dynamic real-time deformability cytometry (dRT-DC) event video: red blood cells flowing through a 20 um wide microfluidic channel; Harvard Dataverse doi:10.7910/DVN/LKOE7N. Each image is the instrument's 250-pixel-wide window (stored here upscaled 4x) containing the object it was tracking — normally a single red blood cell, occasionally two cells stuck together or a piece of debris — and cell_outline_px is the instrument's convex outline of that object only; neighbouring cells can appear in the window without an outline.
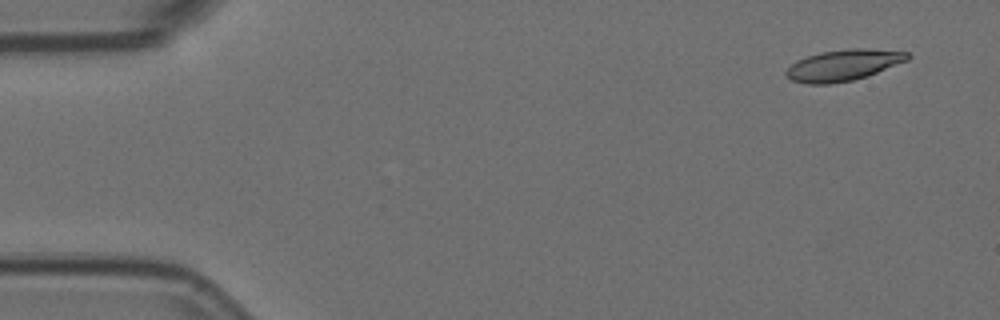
{"species": "Egyptian fruit bat (a non-hibernating species)", "species_latin": "Rousettus aegyptiacus", "temperature_condition": "room temperature", "stored_images_in_passage": 4, "camera_frame_rate_fps": 3000, "um_per_image_px": 0.085, "animal": {"sex": "female"}, "frame": {"image": 1, "passage_image": 1, "time_ms": 0.0, "image_size_px": [1000, 320], "cell_outline_px": [[912, 56], [908, 60], [868, 76], [852, 80], [828, 84], [808, 84], [792, 80], [784, 76], [784, 72], [796, 60], [820, 52], [852, 48], [860, 48], [908, 52]], "centroid_in_image_um": [71.67, 5.54], "position_along_channel_um": 13.3, "area_um2": 22.02}}